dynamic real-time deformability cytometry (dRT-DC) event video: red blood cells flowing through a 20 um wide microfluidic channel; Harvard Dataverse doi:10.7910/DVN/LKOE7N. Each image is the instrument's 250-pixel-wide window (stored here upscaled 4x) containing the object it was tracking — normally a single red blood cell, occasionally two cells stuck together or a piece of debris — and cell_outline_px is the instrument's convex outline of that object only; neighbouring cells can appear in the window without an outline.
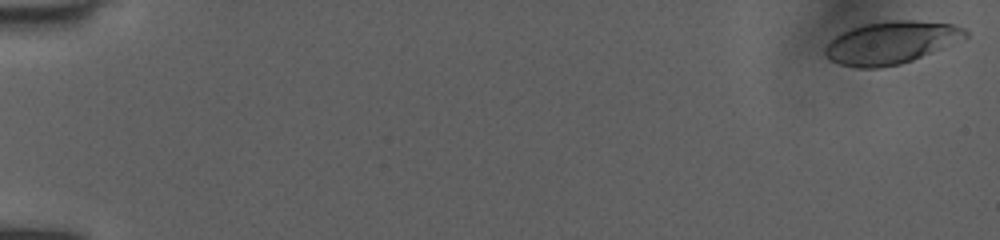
{"species": "human", "species_latin": "Homo sapiens", "temperature_condition": "room temperature", "stored_images_in_passage": 52, "camera_frame_rate_fps": 3000, "um_per_image_px": 0.085, "donor": {"sex": "female"}, "frame": {"image": 1, "passage_image": 1, "time_ms": 0.0, "image_size_px": [1000, 240], "cell_outline_px": [[968, 36], [912, 60], [900, 64], [876, 68], [856, 68], [840, 64], [832, 60], [824, 52], [824, 48], [836, 36], [852, 28], [864, 24], [892, 20], [916, 20], [952, 24], [964, 28], [968, 32]], "centroid_in_image_um": [75.73, 3.62], "position_along_channel_um": 9.3, "area_um2": 34.16}}
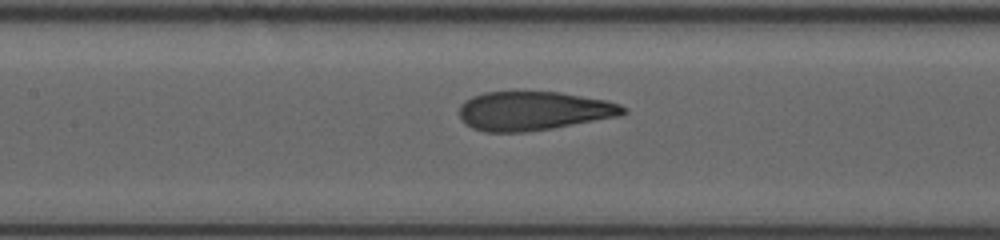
{"frame": {"image": 2, "passage_image": 26, "time_ms": 8.333, "image_size_px": [1000, 240], "cell_outline_px": [[628, 112], [620, 116], [552, 128], [524, 132], [484, 132], [472, 128], [464, 124], [460, 120], [460, 104], [464, 100], [472, 96], [484, 92], [560, 92], [608, 100], [620, 104], [628, 108]], "centroid_in_image_um": [45.35, 9.42], "position_along_channel_um": 162.0, "area_um2": 37.51}}
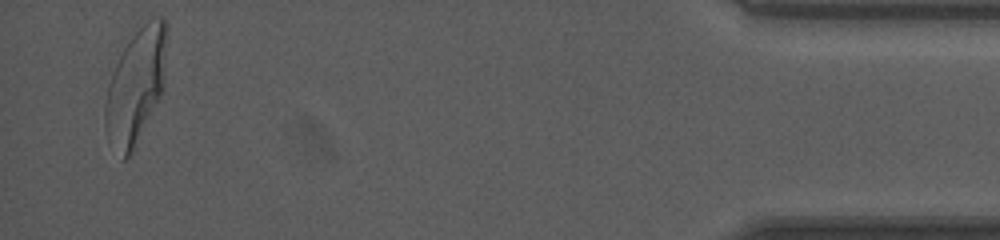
{"frame": {"image": 3, "passage_image": 51, "time_ms": 16.667, "image_size_px": [1000, 240], "cell_outline_px": [[168, 36], [164, 92], [132, 152], [124, 160], [108, 140], [104, 128], [104, 100], [108, 84], [120, 44], [152, 16], [160, 16], [168, 24]], "centroid_in_image_um": [11.55, 7.2], "position_along_channel_um": 423.6, "area_um2": 43.06}, "authors_computed_cell_mechanics": {"area_um2": 37.859, "velocity_mm_per_s": 3.9977, "shape_relaxation_time_tau1_ms": 4.0739, "shape_relaxation_time_tau2_ms": 0.8364, "deformation_change_tau1": 0.2227, "deformation_change_tau2": 0.0972}}